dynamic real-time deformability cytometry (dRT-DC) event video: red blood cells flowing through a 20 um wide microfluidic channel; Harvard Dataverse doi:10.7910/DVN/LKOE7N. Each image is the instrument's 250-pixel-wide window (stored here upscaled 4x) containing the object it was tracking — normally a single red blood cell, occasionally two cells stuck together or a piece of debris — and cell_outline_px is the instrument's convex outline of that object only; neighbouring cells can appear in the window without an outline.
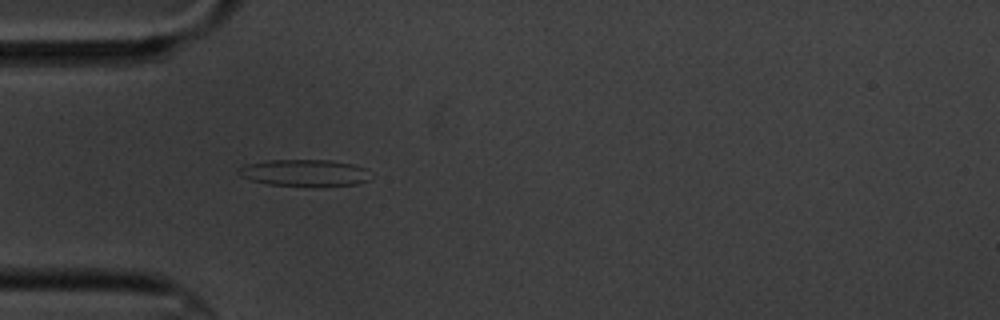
{"species": "common noctule bat (a hibernating species)", "species_latin": "Nyctalus noctula", "temperature_condition": "cold", "stored_images_in_passage": 2, "camera_frame_rate_fps": 3000, "um_per_image_px": 0.085, "animal": {"sex": "male", "body_mass_g": 20.1, "forearm_length_mm": 53.5}, "frame": {"image": 1, "passage_image": 2, "time_ms": 1.333, "image_size_px": [1000, 320], "cell_outline_px": [[368, 180], [356, 184], [268, 184], [252, 180], [240, 176], [236, 172], [236, 168], [244, 164], [268, 160], [332, 160], [352, 164], [364, 168]], "centroid_in_image_um": [25.75, 14.64], "position_along_channel_um": 59.3, "area_um2": 19.77}}